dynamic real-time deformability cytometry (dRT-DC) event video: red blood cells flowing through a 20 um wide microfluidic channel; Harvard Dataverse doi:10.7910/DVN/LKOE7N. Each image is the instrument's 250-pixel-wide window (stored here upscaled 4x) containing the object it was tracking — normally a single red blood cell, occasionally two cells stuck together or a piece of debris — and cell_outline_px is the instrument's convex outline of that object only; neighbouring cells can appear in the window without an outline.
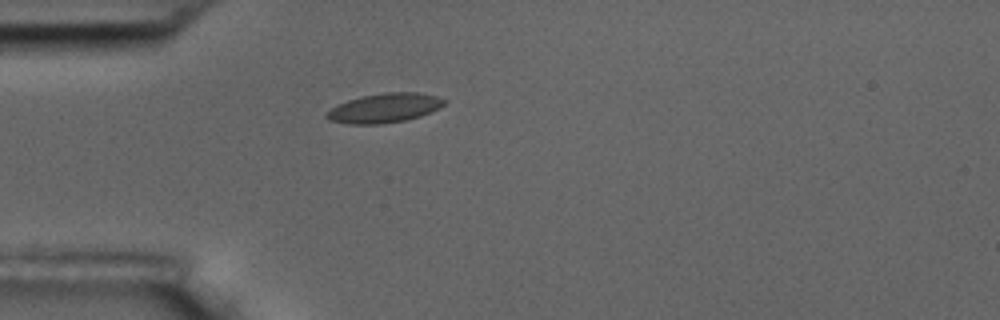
{"species": "common noctule bat (a hibernating species)", "species_latin": "Nyctalus noctula", "temperature_condition": "room temperature", "stored_images_in_passage": 2, "camera_frame_rate_fps": 3000, "um_per_image_px": 0.085, "animal": {"sex": "male", "body_mass_g": 17.5, "forearm_length_mm": 52.3}, "frame": {"image": 1, "passage_image": 1, "time_ms": 0.0, "image_size_px": [1000, 320], "cell_outline_px": [[448, 100], [440, 108], [420, 116], [404, 120], [380, 124], [348, 124], [328, 120], [324, 116], [336, 104], [360, 96], [384, 92], [420, 92], [436, 96]], "centroid_in_image_um": [32.68, 9.17], "position_along_channel_um": 52.3, "area_um2": 20.23}}